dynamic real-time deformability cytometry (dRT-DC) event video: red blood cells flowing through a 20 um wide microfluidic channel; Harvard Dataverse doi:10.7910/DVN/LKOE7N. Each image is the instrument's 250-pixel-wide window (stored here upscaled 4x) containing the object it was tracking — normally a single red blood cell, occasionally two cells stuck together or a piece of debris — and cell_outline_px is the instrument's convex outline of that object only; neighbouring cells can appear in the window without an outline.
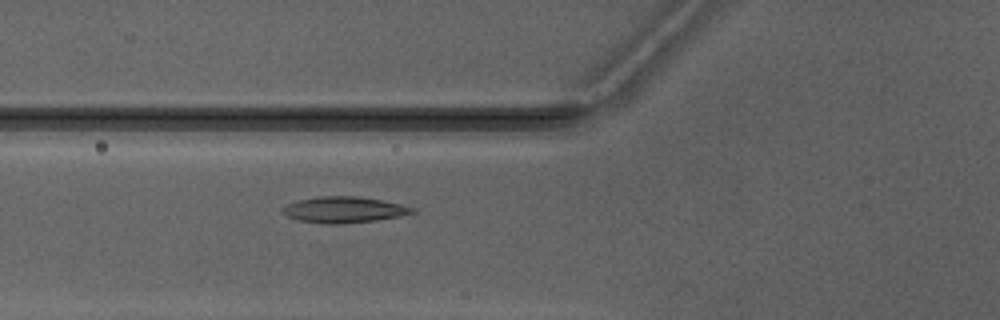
{"species": "Egyptian fruit bat (a non-hibernating species)", "species_latin": "Rousettus aegyptiacus", "temperature_condition": "warm", "stored_images_in_passage": 3, "camera_frame_rate_fps": 3000, "um_per_image_px": 0.085, "animal": {"sex": "male"}, "frame": {"image": 1, "passage_image": 3, "time_ms": 2.333, "image_size_px": [1000, 320], "cell_outline_px": [[416, 212], [400, 216], [376, 220], [336, 224], [328, 224], [300, 220], [288, 216], [280, 208], [296, 200], [316, 196], [356, 196], [380, 200], [400, 204], [416, 208]], "centroid_in_image_um": [29.24, 17.81], "position_along_channel_um": 96.6, "area_um2": 19.54}}